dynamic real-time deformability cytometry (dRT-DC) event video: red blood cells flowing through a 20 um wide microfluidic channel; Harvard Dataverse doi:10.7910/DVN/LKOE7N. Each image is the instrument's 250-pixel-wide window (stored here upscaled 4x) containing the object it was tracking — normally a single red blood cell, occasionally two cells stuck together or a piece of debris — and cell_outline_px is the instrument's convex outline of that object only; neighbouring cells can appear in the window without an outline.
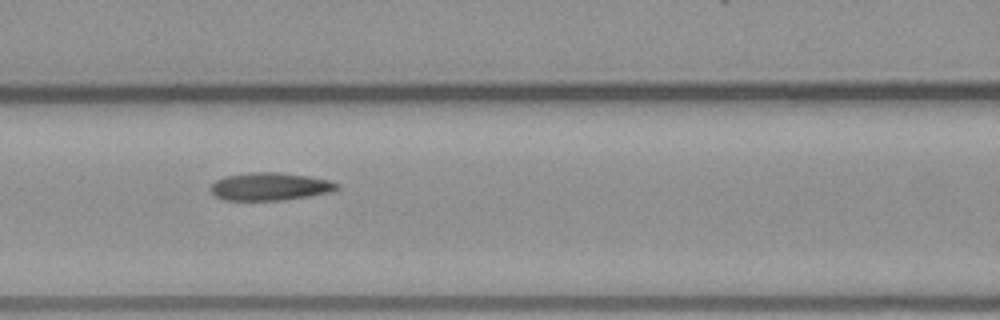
{"species": "common noctule bat (a hibernating species)", "species_latin": "Nyctalus noctula", "temperature_condition": "warm", "stored_images_in_passage": 6, "camera_frame_rate_fps": 3000, "um_per_image_px": 0.085, "animal": {"sex": "male", "body_mass_g": 23.1, "forearm_length_mm": 52.7}, "frame": {"image": 1, "passage_image": 5, "time_ms": 5.667, "image_size_px": [1000, 320], "cell_outline_px": [[340, 188], [332, 192], [284, 200], [224, 200], [216, 196], [212, 192], [212, 184], [216, 180], [224, 176], [248, 172], [280, 172], [308, 176], [328, 180], [340, 184]], "centroid_in_image_um": [22.97, 15.85], "position_along_channel_um": 143.6, "area_um2": 20.52}}
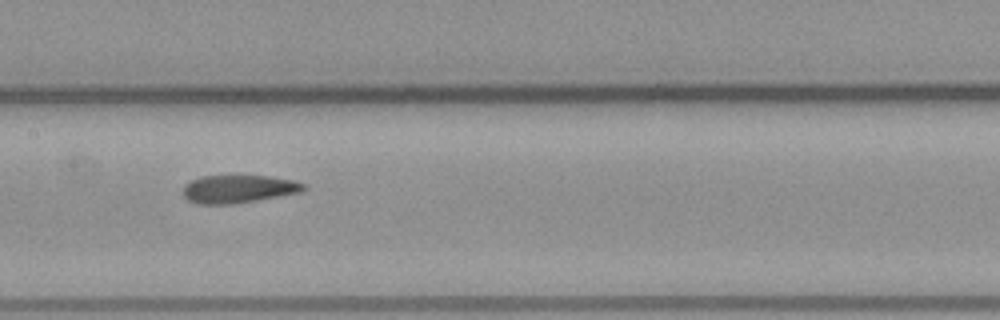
{"frame": {"image": 2, "passage_image": 6, "time_ms": 6.667, "image_size_px": [1000, 320], "cell_outline_px": [[308, 188], [304, 192], [232, 204], [196, 204], [188, 200], [184, 196], [184, 184], [200, 176], [268, 176], [292, 180], [304, 184]], "centroid_in_image_um": [20.28, 16.07], "position_along_channel_um": 187.1, "area_um2": 19.65}}